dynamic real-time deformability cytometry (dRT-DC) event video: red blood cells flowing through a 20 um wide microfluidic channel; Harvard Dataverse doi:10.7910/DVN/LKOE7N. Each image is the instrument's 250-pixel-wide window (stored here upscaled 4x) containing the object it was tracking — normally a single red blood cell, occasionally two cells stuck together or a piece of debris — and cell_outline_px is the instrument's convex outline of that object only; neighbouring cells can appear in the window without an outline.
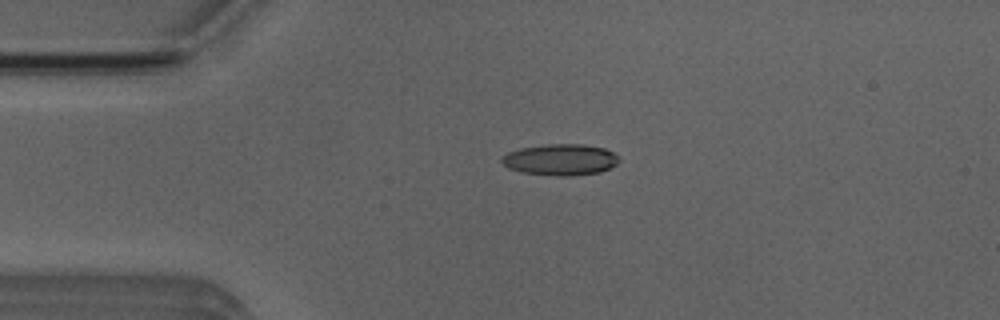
{"species": "Egyptian fruit bat (a non-hibernating species)", "species_latin": "Rousettus aegyptiacus", "temperature_condition": "room temperature", "stored_images_in_passage": 50, "camera_frame_rate_fps": 3000, "um_per_image_px": 0.085, "animal": {"sex": "male"}, "frame": {"image": 1, "passage_image": 10, "time_ms": 3.0, "image_size_px": [1000, 320], "cell_outline_px": [[620, 160], [616, 164], [600, 172], [572, 176], [556, 176], [524, 172], [508, 168], [500, 160], [500, 156], [508, 152], [520, 148], [548, 144], [584, 144], [604, 148], [620, 156]], "centroid_in_image_um": [47.64, 13.56], "position_along_channel_um": 37.4, "area_um2": 21.44}}
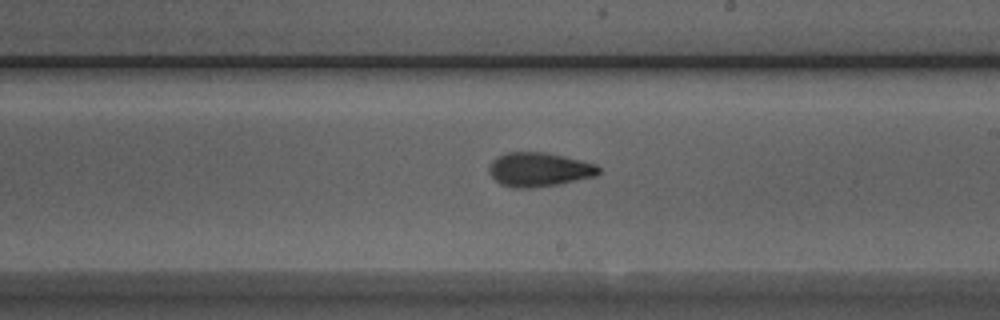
{"frame": {"image": 2, "passage_image": 28, "time_ms": 9.0, "image_size_px": [1000, 320], "cell_outline_px": [[600, 172], [596, 176], [560, 184], [532, 188], [512, 188], [500, 184], [488, 172], [488, 168], [492, 160], [508, 152], [544, 152], [564, 156], [596, 164], [600, 168]], "centroid_in_image_um": [45.82, 14.42], "position_along_channel_um": 243.2, "area_um2": 21.85}}
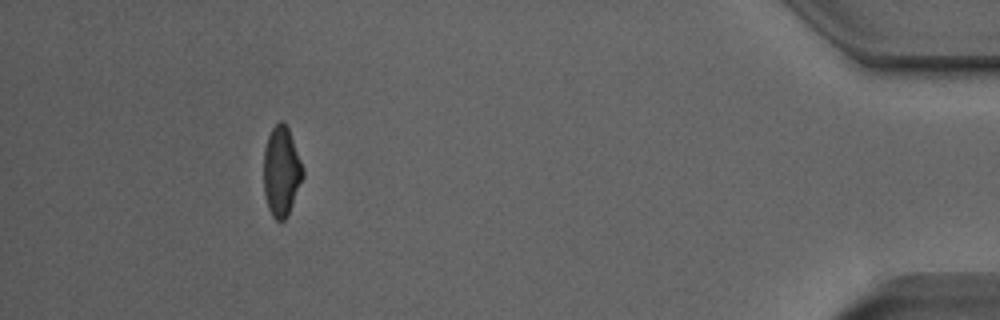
{"frame": {"image": 3, "passage_image": 46, "time_ms": 15.0, "image_size_px": [1000, 320], "cell_outline_px": [[304, 176], [288, 216], [284, 220], [276, 220], [272, 216], [268, 208], [264, 196], [264, 148], [268, 136], [272, 128], [280, 120], [284, 120], [288, 128], [304, 168]], "centroid_in_image_um": [23.92, 14.57], "position_along_channel_um": 411.3, "area_um2": 20.69}, "authors_computed_cell_mechanics": {"area_um2": 20.9814, "velocity_mm_per_s": 3.9135, "shape_relaxation_time_tau1_ms": 6.2965, "shape_relaxation_time_tau2_ms": 3.1565, "deformation_change_tau1": 0.1836, "deformation_change_tau2": 0.1072}}